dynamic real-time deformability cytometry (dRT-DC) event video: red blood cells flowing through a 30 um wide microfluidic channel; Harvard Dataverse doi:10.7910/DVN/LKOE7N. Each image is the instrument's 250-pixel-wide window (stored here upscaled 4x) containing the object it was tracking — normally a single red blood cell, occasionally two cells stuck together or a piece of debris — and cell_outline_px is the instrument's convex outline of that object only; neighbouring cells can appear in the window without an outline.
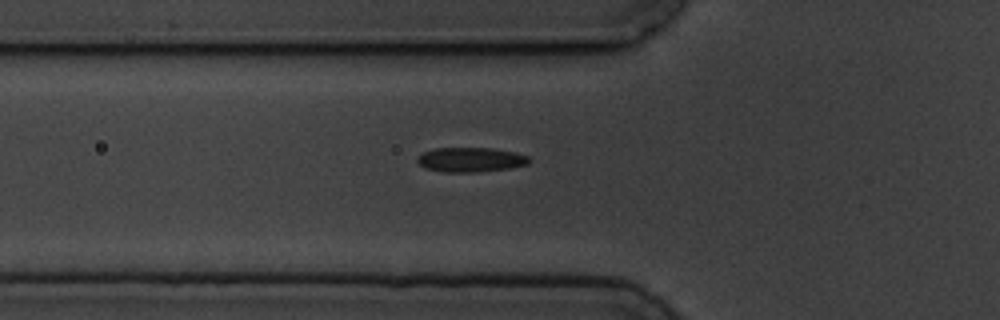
{"species": "common noctule bat (a hibernating species)", "species_latin": "Nyctalus noctula", "temperature_condition": "cold", "stored_images_in_passage": 3, "camera_frame_rate_fps": 3000, "um_per_image_px": 0.085, "animal": {"sex": "male", "body_mass_g": 19.5, "forearm_length_mm": 54.6}, "frame": {"image": 1, "passage_image": 3, "time_ms": 3.0, "image_size_px": [1000, 320], "cell_outline_px": [[532, 160], [528, 164], [508, 168], [476, 172], [444, 172], [424, 168], [416, 160], [424, 152], [436, 148], [492, 148], [516, 152], [528, 156]], "centroid_in_image_um": [40.03, 13.57], "position_along_channel_um": 85.8, "area_um2": 15.95}}